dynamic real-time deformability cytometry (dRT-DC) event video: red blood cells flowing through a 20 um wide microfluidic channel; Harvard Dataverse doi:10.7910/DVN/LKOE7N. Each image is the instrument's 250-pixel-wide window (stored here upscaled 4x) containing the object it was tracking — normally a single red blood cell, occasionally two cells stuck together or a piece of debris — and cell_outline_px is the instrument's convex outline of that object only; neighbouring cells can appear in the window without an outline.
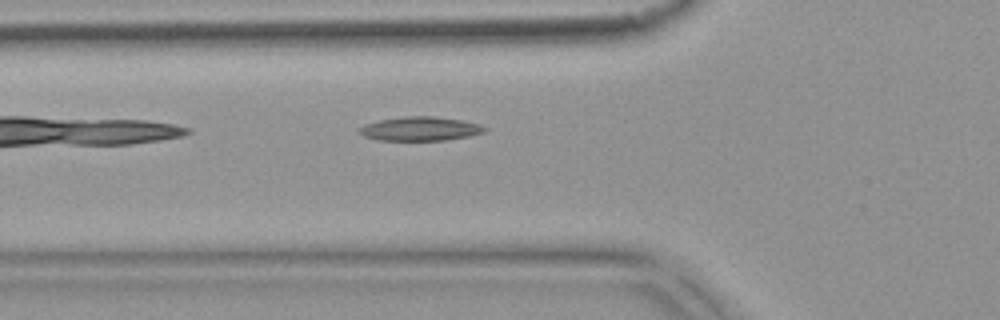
{"species": "common noctule bat (a hibernating species)", "species_latin": "Nyctalus noctula", "temperature_condition": "warm", "stored_images_in_passage": 5, "camera_frame_rate_fps": 3000, "um_per_image_px": 0.085, "animal": {"sex": "female", "body_mass_g": 18.4}, "frame": {"image": 1, "passage_image": 5, "time_ms": 1.333, "image_size_px": [1000, 320], "cell_outline_px": [[488, 128], [484, 132], [468, 136], [444, 140], [380, 140], [364, 136], [360, 132], [360, 128], [364, 124], [380, 120], [404, 116], [436, 116], [460, 120], [480, 124]], "centroid_in_image_um": [35.74, 10.94], "position_along_channel_um": 90.1, "area_um2": 17.34}}